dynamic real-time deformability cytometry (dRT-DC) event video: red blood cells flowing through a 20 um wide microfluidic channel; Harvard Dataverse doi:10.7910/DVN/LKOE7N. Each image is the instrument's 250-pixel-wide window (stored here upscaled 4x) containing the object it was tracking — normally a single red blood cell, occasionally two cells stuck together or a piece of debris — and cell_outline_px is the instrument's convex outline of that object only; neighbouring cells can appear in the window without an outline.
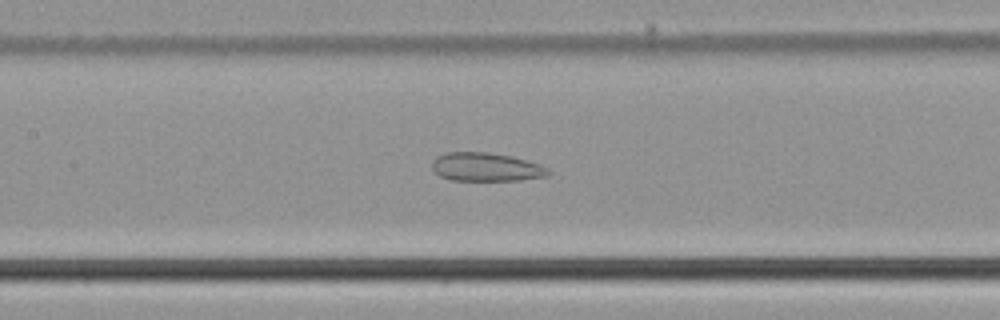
{"species": "common noctule bat (a hibernating species)", "species_latin": "Nyctalus noctula", "temperature_condition": "cold", "stored_images_in_passage": 53, "camera_frame_rate_fps": 3000, "um_per_image_px": 0.085, "animal": {"sex": "male", "body_mass_g": 21.5, "forearm_length_mm": 52.0}, "frame": {"image": 1, "passage_image": 27, "time_ms": 8.667, "image_size_px": [1000, 320], "cell_outline_px": [[548, 172], [544, 176], [520, 180], [452, 180], [440, 176], [432, 168], [432, 160], [436, 156], [448, 152], [484, 152], [512, 156], [540, 164], [548, 168]], "centroid_in_image_um": [41.27, 14.19], "position_along_channel_um": 166.1, "area_um2": 19.13}}
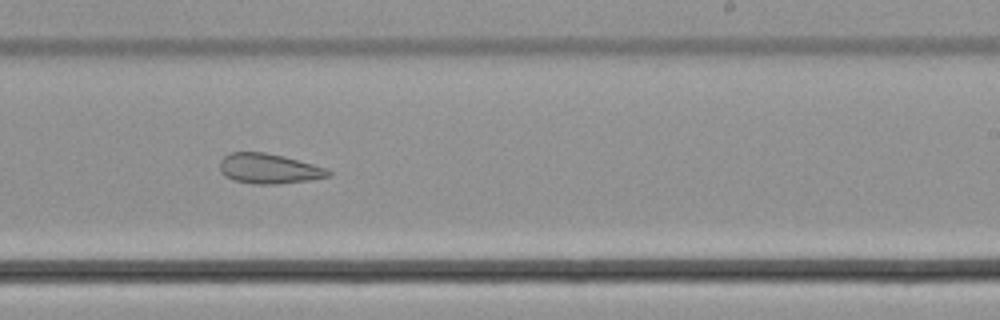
{"frame": {"image": 2, "passage_image": 35, "time_ms": 11.333, "image_size_px": [1000, 320], "cell_outline_px": [[332, 172], [328, 176], [308, 180], [276, 184], [252, 184], [232, 180], [224, 176], [220, 172], [220, 160], [228, 152], [264, 152], [312, 164], [324, 168]], "centroid_in_image_um": [22.76, 14.34], "position_along_channel_um": 266.2, "area_um2": 18.79}}
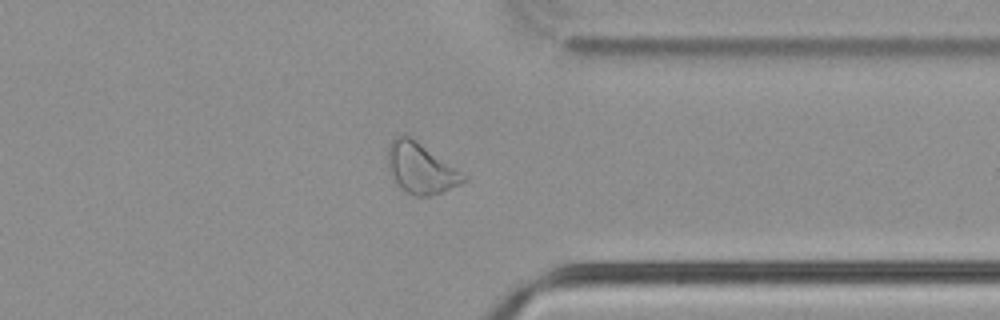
{"frame": {"image": 3, "passage_image": 44, "time_ms": 14.333, "image_size_px": [1000, 320], "cell_outline_px": [[468, 180], [460, 184], [440, 192], [428, 196], [412, 196], [404, 192], [400, 188], [388, 164], [388, 148], [392, 140], [396, 136], [404, 132], [416, 140], [468, 176]], "centroid_in_image_um": [35.77, 14.29], "position_along_channel_um": 375.6, "area_um2": 22.08}, "authors_computed_cell_mechanics": {"area_um2": 23.8136, "velocity_mm_per_s": 3.762, "shape_relaxation_time_tau1_ms": null, "shape_relaxation_time_tau2_ms": 2.6591, "deformation_change_tau1": null, "deformation_change_tau2": 0.1064}}